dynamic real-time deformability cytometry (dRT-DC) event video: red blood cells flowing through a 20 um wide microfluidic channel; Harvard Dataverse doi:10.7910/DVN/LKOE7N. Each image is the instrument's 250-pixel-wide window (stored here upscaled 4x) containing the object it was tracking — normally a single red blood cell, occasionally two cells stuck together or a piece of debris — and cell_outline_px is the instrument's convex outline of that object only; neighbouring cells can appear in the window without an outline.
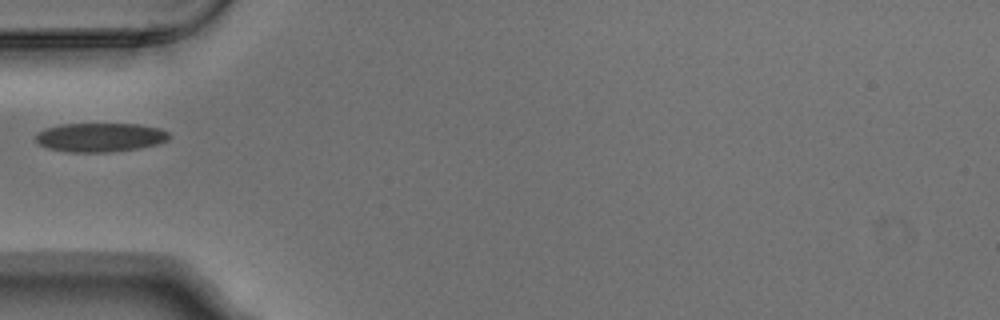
{"species": "Egyptian fruit bat (a non-hibernating species)", "species_latin": "Rousettus aegyptiacus", "temperature_condition": "warm", "stored_images_in_passage": 6, "camera_frame_rate_fps": 3000, "um_per_image_px": 0.085, "animal": {"sex": "male"}, "frame": {"image": 1, "passage_image": 6, "time_ms": 1.667, "image_size_px": [1000, 320], "cell_outline_px": [[172, 136], [168, 140], [160, 144], [136, 148], [108, 152], [68, 152], [48, 148], [40, 144], [36, 140], [36, 132], [44, 128], [60, 124], [140, 124], [160, 128], [168, 132]], "centroid_in_image_um": [8.53, 11.66], "position_along_channel_um": 76.5, "area_um2": 22.66}}